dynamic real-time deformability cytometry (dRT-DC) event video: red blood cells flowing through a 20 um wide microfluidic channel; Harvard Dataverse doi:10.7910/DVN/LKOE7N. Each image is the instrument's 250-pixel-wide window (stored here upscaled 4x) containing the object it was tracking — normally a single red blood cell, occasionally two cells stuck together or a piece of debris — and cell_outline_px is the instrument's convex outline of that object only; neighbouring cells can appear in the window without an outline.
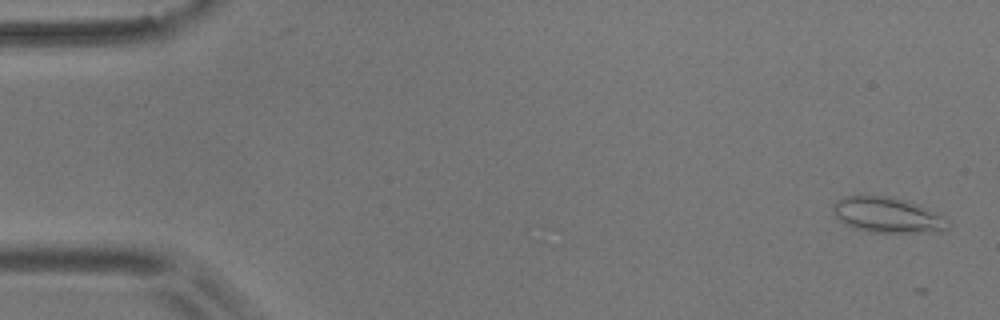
{"species": "common noctule bat (a hibernating species)", "species_latin": "Nyctalus noctula", "temperature_condition": "room temperature", "stored_images_in_passage": 5, "camera_frame_rate_fps": 3000, "um_per_image_px": 0.085, "animal": {"sex": "male", "body_mass_g": 17.9}, "frame": {"image": 1, "passage_image": 2, "time_ms": 0.333, "image_size_px": [1000, 320], "cell_outline_px": [[948, 228], [944, 232], [868, 232], [844, 224], [832, 212], [832, 204], [836, 200], [844, 196], [860, 192], [864, 192], [892, 196], [928, 208], [948, 220]], "centroid_in_image_um": [75.36, 18.22], "position_along_channel_um": 9.6, "area_um2": 24.51}}